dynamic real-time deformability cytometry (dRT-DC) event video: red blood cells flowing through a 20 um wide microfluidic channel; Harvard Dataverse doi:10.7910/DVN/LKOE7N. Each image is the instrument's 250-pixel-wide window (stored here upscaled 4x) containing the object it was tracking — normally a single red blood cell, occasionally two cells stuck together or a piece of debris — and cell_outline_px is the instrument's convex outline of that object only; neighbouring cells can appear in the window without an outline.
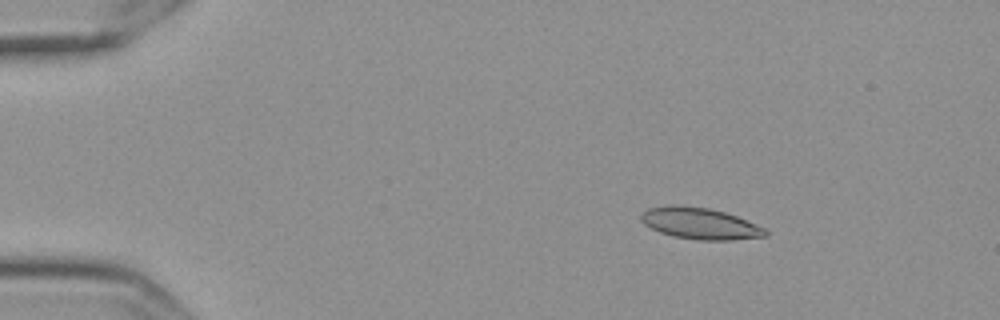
{"species": "Egyptian fruit bat (a non-hibernating species)", "species_latin": "Rousettus aegyptiacus", "temperature_condition": "cold", "stored_images_in_passage": 50, "camera_frame_rate_fps": 3000, "um_per_image_px": 0.085, "frame": {"image": 1, "passage_image": 1, "time_ms": 0.0, "image_size_px": [1000, 320], "cell_outline_px": [[768, 236], [732, 240], [700, 240], [672, 236], [660, 232], [644, 224], [640, 220], [640, 216], [648, 208], [668, 204], [680, 204], [708, 208], [724, 212], [736, 216], [768, 228]], "centroid_in_image_um": [59.52, 18.99], "position_along_channel_um": 25.5, "area_um2": 23.06}}
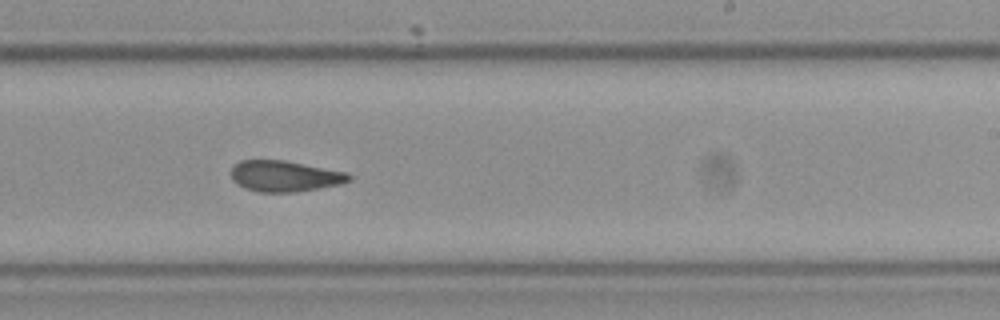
{"frame": {"image": 2, "passage_image": 28, "time_ms": 9.0, "image_size_px": [1000, 320], "cell_outline_px": [[352, 180], [340, 184], [320, 188], [296, 192], [260, 192], [244, 188], [236, 184], [232, 180], [228, 172], [240, 160], [284, 160], [348, 172], [352, 176]], "centroid_in_image_um": [24.19, 14.97], "position_along_channel_um": 264.8, "area_um2": 21.56}}
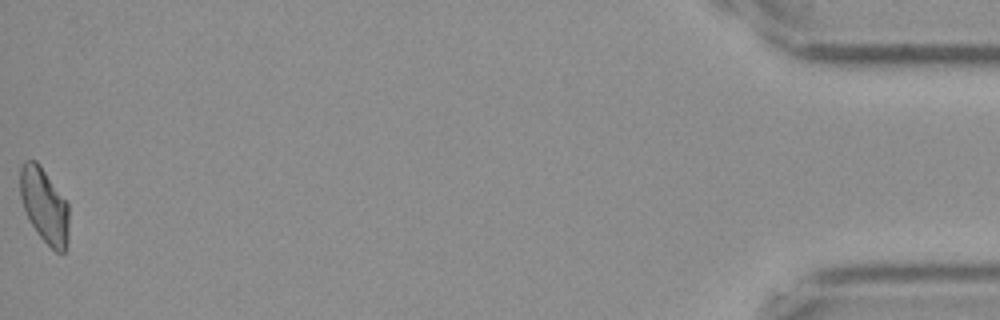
{"frame": {"image": 3, "passage_image": 50, "time_ms": 16.333, "image_size_px": [1000, 320], "cell_outline_px": [[68, 240], [64, 252], [56, 252], [40, 236], [28, 220], [20, 196], [20, 168], [24, 160], [36, 160], [40, 164], [68, 204]], "centroid_in_image_um": [3.76, 17.45], "position_along_channel_um": 431.4, "area_um2": 21.15}, "authors_computed_cell_mechanics": {"area_um2": 21.6461, "velocity_mm_per_s": 3.5345, "shape_relaxation_time_tau1_ms": null, "shape_relaxation_time_tau2_ms": 4.5802, "deformation_change_tau1": null, "deformation_change_tau2": 0.0998}}